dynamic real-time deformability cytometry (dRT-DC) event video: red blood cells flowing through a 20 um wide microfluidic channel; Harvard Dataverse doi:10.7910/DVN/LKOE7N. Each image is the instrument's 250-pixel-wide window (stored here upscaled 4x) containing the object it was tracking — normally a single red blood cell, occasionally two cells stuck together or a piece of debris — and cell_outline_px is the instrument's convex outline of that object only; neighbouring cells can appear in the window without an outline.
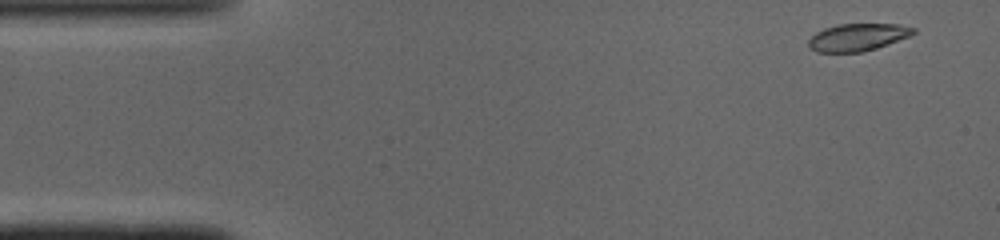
{"species": "common noctule bat (a hibernating species)", "species_latin": "Nyctalus noctula", "temperature_condition": "cold", "stored_images_in_passage": 7, "camera_frame_rate_fps": 3000, "um_per_image_px": 0.085, "animal": {"sex": "male", "body_mass_g": 19.0, "forearm_length_mm": 50.8}, "frame": {"image": 1, "passage_image": 1, "time_ms": 0.0, "image_size_px": [1000, 240], "cell_outline_px": [[916, 32], [912, 36], [864, 52], [816, 52], [808, 48], [808, 40], [816, 32], [824, 28], [840, 24], [900, 24], [916, 28]], "centroid_in_image_um": [72.92, 3.16], "position_along_channel_um": 12.1, "area_um2": 16.94}}